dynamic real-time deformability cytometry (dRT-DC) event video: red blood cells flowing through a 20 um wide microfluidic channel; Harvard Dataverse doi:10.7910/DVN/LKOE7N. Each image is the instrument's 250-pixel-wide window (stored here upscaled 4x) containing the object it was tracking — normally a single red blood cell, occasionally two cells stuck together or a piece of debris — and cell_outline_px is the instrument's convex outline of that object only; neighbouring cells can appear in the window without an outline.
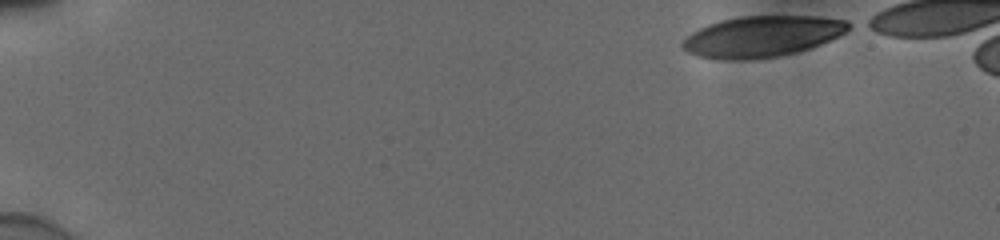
{"species": "human", "species_latin": "Homo sapiens", "temperature_condition": "cold", "stored_images_in_passage": 43, "camera_frame_rate_fps": 3000, "um_per_image_px": 0.085, "donor": {"sex": "male"}, "frame": {"image": 1, "passage_image": 1, "time_ms": 0.0, "image_size_px": [1000, 240], "cell_outline_px": [[856, 24], [844, 32], [820, 44], [796, 52], [776, 56], [744, 60], [724, 60], [696, 56], [688, 52], [680, 44], [684, 36], [708, 24], [720, 20], [740, 16], [820, 16], [848, 20]], "centroid_in_image_um": [64.75, 3.08], "position_along_channel_um": 20.2, "area_um2": 39.82}}
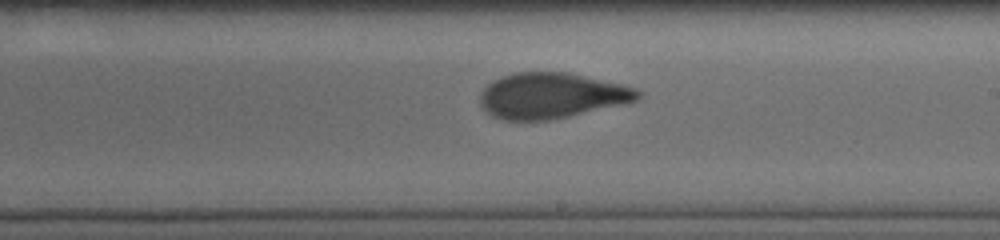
{"frame": {"image": 2, "passage_image": 29, "time_ms": 9.333, "image_size_px": [1000, 240], "cell_outline_px": [[640, 96], [636, 100], [568, 116], [548, 120], [504, 120], [492, 116], [480, 104], [480, 92], [488, 84], [504, 76], [516, 72], [568, 72], [620, 84], [636, 88], [640, 92]], "centroid_in_image_um": [46.83, 8.12], "position_along_channel_um": 242.2, "area_um2": 41.21}}
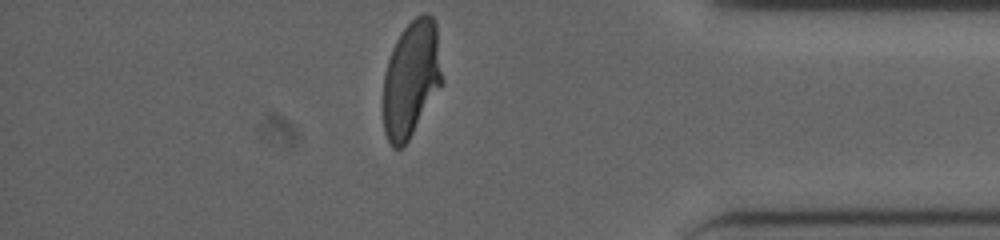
{"frame": {"image": 3, "passage_image": 43, "time_ms": 14.0, "image_size_px": [1000, 240], "cell_outline_px": [[444, 80], [408, 140], [400, 148], [392, 148], [384, 132], [384, 72], [392, 48], [400, 32], [416, 16], [424, 12], [428, 12], [432, 16], [436, 24]], "centroid_in_image_um": [34.96, 6.66], "position_along_channel_um": 400.2, "area_um2": 39.88}, "authors_computed_cell_mechanics": {"area_um2": 41.7894, "velocity_mm_per_s": 3.8718, "shape_relaxation_time_tau1_ms": 6.67, "shape_relaxation_time_tau2_ms": 1.0265, "deformation_change_tau1": 0.2124, "deformation_change_tau2": 0.0745}}